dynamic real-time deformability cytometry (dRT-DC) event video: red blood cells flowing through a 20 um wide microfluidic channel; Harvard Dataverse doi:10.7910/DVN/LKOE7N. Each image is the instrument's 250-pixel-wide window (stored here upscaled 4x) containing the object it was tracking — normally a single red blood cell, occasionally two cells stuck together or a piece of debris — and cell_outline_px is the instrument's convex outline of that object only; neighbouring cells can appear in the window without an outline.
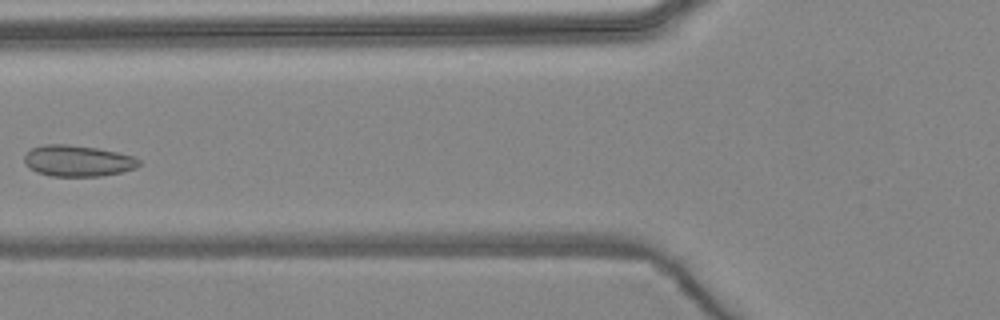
{"species": "common noctule bat (a hibernating species)", "species_latin": "Nyctalus noctula", "temperature_condition": "warm", "stored_images_in_passage": 6, "camera_frame_rate_fps": 3000, "um_per_image_px": 0.085, "animal": {"sex": "female", "body_mass_g": 24.6, "forearm_length_mm": 56.2}, "frame": {"image": 1, "passage_image": 6, "time_ms": 5.667, "image_size_px": [1000, 320], "cell_outline_px": [[140, 164], [136, 168], [120, 172], [100, 176], [52, 176], [36, 172], [24, 164], [24, 156], [32, 148], [44, 144], [68, 144], [96, 148], [136, 156], [140, 160]], "centroid_in_image_um": [6.61, 13.67], "position_along_channel_um": 119.2, "area_um2": 20.87}}